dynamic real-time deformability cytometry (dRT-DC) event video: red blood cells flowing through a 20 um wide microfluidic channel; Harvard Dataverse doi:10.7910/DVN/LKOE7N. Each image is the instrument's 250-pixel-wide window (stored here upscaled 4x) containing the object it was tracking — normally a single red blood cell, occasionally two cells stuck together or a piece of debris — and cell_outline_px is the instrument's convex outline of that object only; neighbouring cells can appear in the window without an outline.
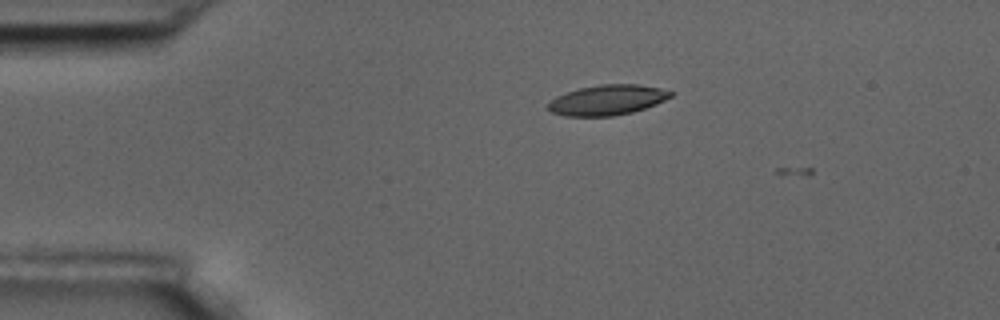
{"species": "common noctule bat (a hibernating species)", "species_latin": "Nyctalus noctula", "temperature_condition": "room temperature", "stored_images_in_passage": 4, "camera_frame_rate_fps": 3000, "um_per_image_px": 0.085, "animal": {"sex": "male", "body_mass_g": 17.5, "forearm_length_mm": 52.3}, "frame": {"image": 1, "passage_image": 2, "time_ms": 0.333, "image_size_px": [1000, 320], "cell_outline_px": [[676, 92], [672, 96], [656, 104], [632, 112], [612, 116], [564, 116], [552, 112], [548, 108], [548, 104], [556, 96], [580, 88], [600, 84], [640, 84], [660, 88]], "centroid_in_image_um": [51.66, 8.49], "position_along_channel_um": 33.3, "area_um2": 21.5}}